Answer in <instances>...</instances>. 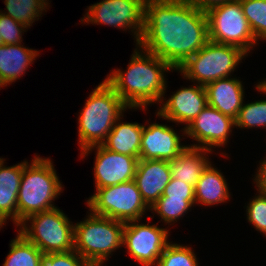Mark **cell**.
<instances>
[{"mask_svg":"<svg viewBox=\"0 0 266 266\" xmlns=\"http://www.w3.org/2000/svg\"><path fill=\"white\" fill-rule=\"evenodd\" d=\"M206 12L187 0H146L138 46L177 70L207 42Z\"/></svg>","mask_w":266,"mask_h":266,"instance_id":"cell-1","label":"cell"},{"mask_svg":"<svg viewBox=\"0 0 266 266\" xmlns=\"http://www.w3.org/2000/svg\"><path fill=\"white\" fill-rule=\"evenodd\" d=\"M137 47L139 49L134 50L127 70H112L105 81L130 109L145 110L154 102L159 104L161 101L163 104L167 88L164 72L173 68L154 54Z\"/></svg>","mask_w":266,"mask_h":266,"instance_id":"cell-2","label":"cell"},{"mask_svg":"<svg viewBox=\"0 0 266 266\" xmlns=\"http://www.w3.org/2000/svg\"><path fill=\"white\" fill-rule=\"evenodd\" d=\"M78 117V137L81 151L102 145L116 121L130 109L104 80L90 93Z\"/></svg>","mask_w":266,"mask_h":266,"instance_id":"cell-3","label":"cell"},{"mask_svg":"<svg viewBox=\"0 0 266 266\" xmlns=\"http://www.w3.org/2000/svg\"><path fill=\"white\" fill-rule=\"evenodd\" d=\"M53 162L35 156L24 166L17 197V227L27 217L55 208L52 204L62 191Z\"/></svg>","mask_w":266,"mask_h":266,"instance_id":"cell-4","label":"cell"},{"mask_svg":"<svg viewBox=\"0 0 266 266\" xmlns=\"http://www.w3.org/2000/svg\"><path fill=\"white\" fill-rule=\"evenodd\" d=\"M74 225V250L89 263L103 264L122 246L125 223L89 213Z\"/></svg>","mask_w":266,"mask_h":266,"instance_id":"cell-5","label":"cell"},{"mask_svg":"<svg viewBox=\"0 0 266 266\" xmlns=\"http://www.w3.org/2000/svg\"><path fill=\"white\" fill-rule=\"evenodd\" d=\"M18 226V232L44 255L74 250V224L57 206L27 217Z\"/></svg>","mask_w":266,"mask_h":266,"instance_id":"cell-6","label":"cell"},{"mask_svg":"<svg viewBox=\"0 0 266 266\" xmlns=\"http://www.w3.org/2000/svg\"><path fill=\"white\" fill-rule=\"evenodd\" d=\"M248 56L236 46L208 41L195 55L188 58L177 71L183 78L206 86L218 79L228 78L241 60Z\"/></svg>","mask_w":266,"mask_h":266,"instance_id":"cell-7","label":"cell"},{"mask_svg":"<svg viewBox=\"0 0 266 266\" xmlns=\"http://www.w3.org/2000/svg\"><path fill=\"white\" fill-rule=\"evenodd\" d=\"M89 211L123 223L141 220L150 208L143 201L134 180L96 189L87 200Z\"/></svg>","mask_w":266,"mask_h":266,"instance_id":"cell-8","label":"cell"},{"mask_svg":"<svg viewBox=\"0 0 266 266\" xmlns=\"http://www.w3.org/2000/svg\"><path fill=\"white\" fill-rule=\"evenodd\" d=\"M206 16L210 41L236 46L247 55L257 44L239 0L214 6L206 11Z\"/></svg>","mask_w":266,"mask_h":266,"instance_id":"cell-9","label":"cell"},{"mask_svg":"<svg viewBox=\"0 0 266 266\" xmlns=\"http://www.w3.org/2000/svg\"><path fill=\"white\" fill-rule=\"evenodd\" d=\"M146 0H103L88 7L83 23L104 24L123 30L131 29L136 46L144 30Z\"/></svg>","mask_w":266,"mask_h":266,"instance_id":"cell-10","label":"cell"},{"mask_svg":"<svg viewBox=\"0 0 266 266\" xmlns=\"http://www.w3.org/2000/svg\"><path fill=\"white\" fill-rule=\"evenodd\" d=\"M140 220L125 223L122 246L128 254L143 266H155L163 250L170 243L169 231L158 225L139 224ZM168 240V241H167Z\"/></svg>","mask_w":266,"mask_h":266,"instance_id":"cell-11","label":"cell"},{"mask_svg":"<svg viewBox=\"0 0 266 266\" xmlns=\"http://www.w3.org/2000/svg\"><path fill=\"white\" fill-rule=\"evenodd\" d=\"M94 149L97 151L93 168L96 189L134 180L139 158L112 152L103 145L82 150L80 157L85 158Z\"/></svg>","mask_w":266,"mask_h":266,"instance_id":"cell-12","label":"cell"},{"mask_svg":"<svg viewBox=\"0 0 266 266\" xmlns=\"http://www.w3.org/2000/svg\"><path fill=\"white\" fill-rule=\"evenodd\" d=\"M234 126V119L207 105L185 128V136L198 142V144L188 146L213 151L212 148L222 147L229 142L228 137Z\"/></svg>","mask_w":266,"mask_h":266,"instance_id":"cell-13","label":"cell"},{"mask_svg":"<svg viewBox=\"0 0 266 266\" xmlns=\"http://www.w3.org/2000/svg\"><path fill=\"white\" fill-rule=\"evenodd\" d=\"M208 105L205 86L194 84V86L182 87L164 102L158 109L156 116L175 123H186L187 128L192 121Z\"/></svg>","mask_w":266,"mask_h":266,"instance_id":"cell-14","label":"cell"},{"mask_svg":"<svg viewBox=\"0 0 266 266\" xmlns=\"http://www.w3.org/2000/svg\"><path fill=\"white\" fill-rule=\"evenodd\" d=\"M180 136L168 125L151 123L143 126L139 160L170 161L188 146L182 145Z\"/></svg>","mask_w":266,"mask_h":266,"instance_id":"cell-15","label":"cell"},{"mask_svg":"<svg viewBox=\"0 0 266 266\" xmlns=\"http://www.w3.org/2000/svg\"><path fill=\"white\" fill-rule=\"evenodd\" d=\"M171 168L164 160H139L134 181L143 201L151 208L170 182Z\"/></svg>","mask_w":266,"mask_h":266,"instance_id":"cell-16","label":"cell"},{"mask_svg":"<svg viewBox=\"0 0 266 266\" xmlns=\"http://www.w3.org/2000/svg\"><path fill=\"white\" fill-rule=\"evenodd\" d=\"M208 105L236 119L244 101V87L237 78H223L205 86Z\"/></svg>","mask_w":266,"mask_h":266,"instance_id":"cell-17","label":"cell"},{"mask_svg":"<svg viewBox=\"0 0 266 266\" xmlns=\"http://www.w3.org/2000/svg\"><path fill=\"white\" fill-rule=\"evenodd\" d=\"M4 159L0 158V222L4 225L7 219L17 226V197L21 184L24 162L14 166H4Z\"/></svg>","mask_w":266,"mask_h":266,"instance_id":"cell-18","label":"cell"},{"mask_svg":"<svg viewBox=\"0 0 266 266\" xmlns=\"http://www.w3.org/2000/svg\"><path fill=\"white\" fill-rule=\"evenodd\" d=\"M39 53L21 44L0 45V88L21 78Z\"/></svg>","mask_w":266,"mask_h":266,"instance_id":"cell-19","label":"cell"},{"mask_svg":"<svg viewBox=\"0 0 266 266\" xmlns=\"http://www.w3.org/2000/svg\"><path fill=\"white\" fill-rule=\"evenodd\" d=\"M228 188L224 175L210 162L194 186L195 205L212 206L227 202L231 195Z\"/></svg>","mask_w":266,"mask_h":266,"instance_id":"cell-20","label":"cell"},{"mask_svg":"<svg viewBox=\"0 0 266 266\" xmlns=\"http://www.w3.org/2000/svg\"><path fill=\"white\" fill-rule=\"evenodd\" d=\"M211 152L213 151L188 146L178 157L169 161L172 178L194 187L210 163L205 155Z\"/></svg>","mask_w":266,"mask_h":266,"instance_id":"cell-21","label":"cell"},{"mask_svg":"<svg viewBox=\"0 0 266 266\" xmlns=\"http://www.w3.org/2000/svg\"><path fill=\"white\" fill-rule=\"evenodd\" d=\"M121 119L116 121L102 145L112 152L139 158L144 125L121 122Z\"/></svg>","mask_w":266,"mask_h":266,"instance_id":"cell-22","label":"cell"},{"mask_svg":"<svg viewBox=\"0 0 266 266\" xmlns=\"http://www.w3.org/2000/svg\"><path fill=\"white\" fill-rule=\"evenodd\" d=\"M44 254L19 232L11 240L10 251L3 266H42Z\"/></svg>","mask_w":266,"mask_h":266,"instance_id":"cell-23","label":"cell"},{"mask_svg":"<svg viewBox=\"0 0 266 266\" xmlns=\"http://www.w3.org/2000/svg\"><path fill=\"white\" fill-rule=\"evenodd\" d=\"M4 3L7 12L3 14L29 28L35 20L42 17V11H46L50 4L48 0H5Z\"/></svg>","mask_w":266,"mask_h":266,"instance_id":"cell-24","label":"cell"},{"mask_svg":"<svg viewBox=\"0 0 266 266\" xmlns=\"http://www.w3.org/2000/svg\"><path fill=\"white\" fill-rule=\"evenodd\" d=\"M256 85L258 92L266 94L264 80ZM235 127L240 129L266 127V100L243 104L235 119Z\"/></svg>","mask_w":266,"mask_h":266,"instance_id":"cell-25","label":"cell"},{"mask_svg":"<svg viewBox=\"0 0 266 266\" xmlns=\"http://www.w3.org/2000/svg\"><path fill=\"white\" fill-rule=\"evenodd\" d=\"M195 204V199H176L168 198L167 196H160V198L150 208L152 213L154 211L161 217L165 224L176 223L180 217ZM176 221V222H175Z\"/></svg>","mask_w":266,"mask_h":266,"instance_id":"cell-26","label":"cell"},{"mask_svg":"<svg viewBox=\"0 0 266 266\" xmlns=\"http://www.w3.org/2000/svg\"><path fill=\"white\" fill-rule=\"evenodd\" d=\"M255 39L266 40V0H239Z\"/></svg>","mask_w":266,"mask_h":266,"instance_id":"cell-27","label":"cell"},{"mask_svg":"<svg viewBox=\"0 0 266 266\" xmlns=\"http://www.w3.org/2000/svg\"><path fill=\"white\" fill-rule=\"evenodd\" d=\"M156 266H198V261L190 247L171 242L163 250Z\"/></svg>","mask_w":266,"mask_h":266,"instance_id":"cell-28","label":"cell"},{"mask_svg":"<svg viewBox=\"0 0 266 266\" xmlns=\"http://www.w3.org/2000/svg\"><path fill=\"white\" fill-rule=\"evenodd\" d=\"M258 196L249 201L246 207L247 220L255 230L266 236V192L258 190Z\"/></svg>","mask_w":266,"mask_h":266,"instance_id":"cell-29","label":"cell"},{"mask_svg":"<svg viewBox=\"0 0 266 266\" xmlns=\"http://www.w3.org/2000/svg\"><path fill=\"white\" fill-rule=\"evenodd\" d=\"M25 28L28 29L24 24L4 15L3 11L0 10V34L3 44H21L22 33L26 31Z\"/></svg>","mask_w":266,"mask_h":266,"instance_id":"cell-30","label":"cell"},{"mask_svg":"<svg viewBox=\"0 0 266 266\" xmlns=\"http://www.w3.org/2000/svg\"><path fill=\"white\" fill-rule=\"evenodd\" d=\"M75 250L65 253H49L43 256L42 266H89Z\"/></svg>","mask_w":266,"mask_h":266,"instance_id":"cell-31","label":"cell"},{"mask_svg":"<svg viewBox=\"0 0 266 266\" xmlns=\"http://www.w3.org/2000/svg\"><path fill=\"white\" fill-rule=\"evenodd\" d=\"M161 196L176 199H195L194 187L171 177Z\"/></svg>","mask_w":266,"mask_h":266,"instance_id":"cell-32","label":"cell"},{"mask_svg":"<svg viewBox=\"0 0 266 266\" xmlns=\"http://www.w3.org/2000/svg\"><path fill=\"white\" fill-rule=\"evenodd\" d=\"M254 178V183L256 182V187H258L257 190L266 192V159L260 163Z\"/></svg>","mask_w":266,"mask_h":266,"instance_id":"cell-33","label":"cell"},{"mask_svg":"<svg viewBox=\"0 0 266 266\" xmlns=\"http://www.w3.org/2000/svg\"><path fill=\"white\" fill-rule=\"evenodd\" d=\"M187 1L196 6L198 9H201L202 11L206 12L207 10L211 9L214 6H218L232 0H187Z\"/></svg>","mask_w":266,"mask_h":266,"instance_id":"cell-34","label":"cell"},{"mask_svg":"<svg viewBox=\"0 0 266 266\" xmlns=\"http://www.w3.org/2000/svg\"><path fill=\"white\" fill-rule=\"evenodd\" d=\"M89 266H103V264H99V263H91Z\"/></svg>","mask_w":266,"mask_h":266,"instance_id":"cell-35","label":"cell"},{"mask_svg":"<svg viewBox=\"0 0 266 266\" xmlns=\"http://www.w3.org/2000/svg\"><path fill=\"white\" fill-rule=\"evenodd\" d=\"M0 45H3V40H2L1 34H0Z\"/></svg>","mask_w":266,"mask_h":266,"instance_id":"cell-36","label":"cell"}]
</instances>
